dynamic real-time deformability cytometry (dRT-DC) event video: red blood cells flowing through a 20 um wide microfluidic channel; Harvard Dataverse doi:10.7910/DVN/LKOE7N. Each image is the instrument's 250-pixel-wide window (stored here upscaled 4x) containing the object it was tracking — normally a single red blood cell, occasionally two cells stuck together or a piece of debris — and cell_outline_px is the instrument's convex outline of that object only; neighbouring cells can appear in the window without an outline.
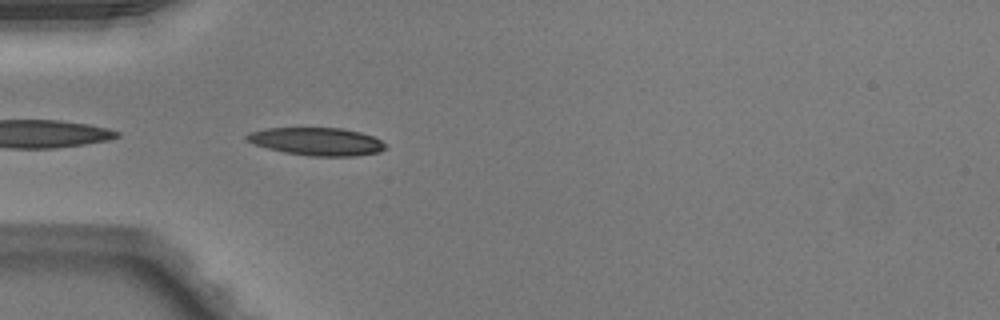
{"species": "Egyptian fruit bat (a non-hibernating species)", "species_latin": "Rousettus aegyptiacus", "temperature_condition": "warm", "stored_images_in_passage": 34, "camera_frame_rate_fps": 3000, "um_per_image_px": 0.085, "animal": {"sex": "male"}, "frame": {"image": 1, "passage_image": 1, "time_ms": 0.0, "image_size_px": [1000, 320], "cell_outline_px": [[388, 148], [380, 152], [356, 156], [312, 156], [284, 152], [268, 148], [256, 144], [248, 140], [244, 136], [248, 132], [264, 128], [340, 128], [360, 132], [372, 136], [388, 144]], "centroid_in_image_um": [26.97, 12.03], "position_along_channel_um": 58.0, "area_um2": 22.54}}
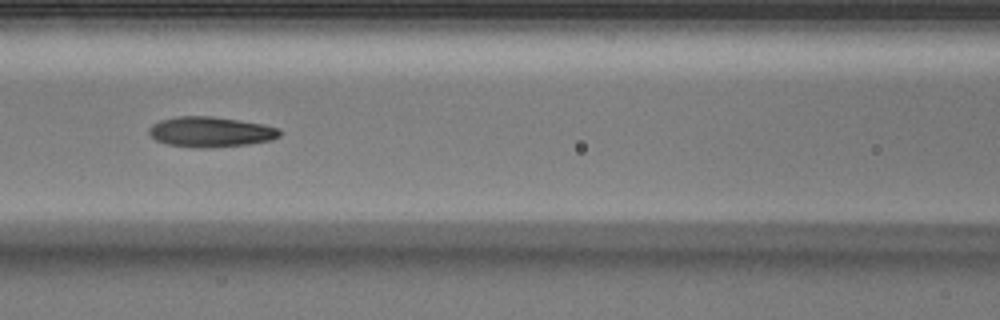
{"frame": {"image": 2, "passage_image": 8, "time_ms": 2.333, "image_size_px": [1000, 320], "cell_outline_px": [[280, 136], [272, 140], [248, 144], [208, 148], [200, 148], [168, 144], [156, 140], [148, 132], [148, 128], [152, 124], [160, 120], [176, 116], [212, 116], [240, 120], [264, 124], [280, 128]], "centroid_in_image_um": [17.91, 11.2], "position_along_channel_um": 148.7, "area_um2": 23.18}}
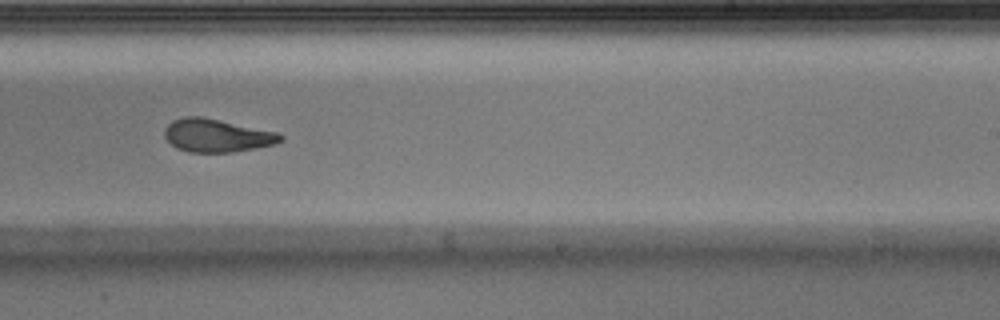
{"frame": {"image": 3, "passage_image": 17, "time_ms": 5.333, "image_size_px": [1000, 320], "cell_outline_px": [[284, 140], [276, 144], [256, 148], [232, 152], [188, 152], [176, 148], [164, 136], [164, 128], [172, 120], [184, 116], [200, 116], [276, 132], [284, 136]], "centroid_in_image_um": [18.42, 11.52], "position_along_channel_um": 270.6, "area_um2": 22.31}, "authors_computed_cell_mechanics": {"area_um2": 22.831, "velocity_mm_per_s": 4.0687, "shape_relaxation_time_tau1_ms": 3.4018, "shape_relaxation_time_tau2_ms": 2.1143, "deformation_change_tau1": 0.1571, "deformation_change_tau2": 0.1015}}